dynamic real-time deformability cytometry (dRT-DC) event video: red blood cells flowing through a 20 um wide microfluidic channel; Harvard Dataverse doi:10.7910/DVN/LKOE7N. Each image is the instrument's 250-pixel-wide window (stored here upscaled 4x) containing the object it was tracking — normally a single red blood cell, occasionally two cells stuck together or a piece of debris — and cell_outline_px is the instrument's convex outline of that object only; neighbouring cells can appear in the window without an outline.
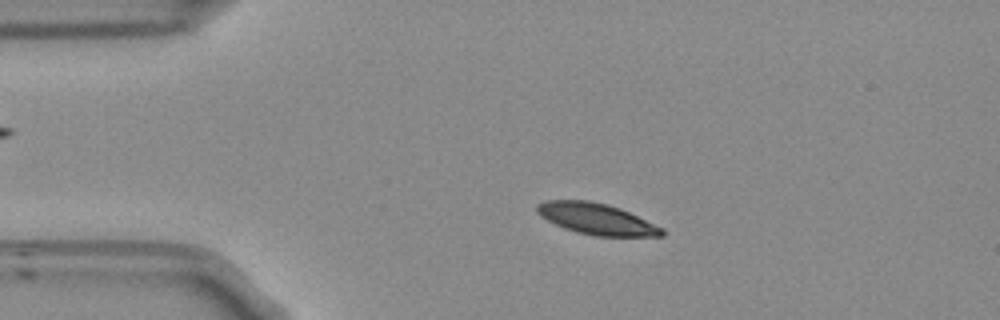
{"species": "Egyptian fruit bat (a non-hibernating species)", "species_latin": "Rousettus aegyptiacus", "temperature_condition": "room temperature", "stored_images_in_passage": 53, "camera_frame_rate_fps": 3000, "um_per_image_px": 0.085, "frame": {"image": 1, "passage_image": 10, "time_ms": 3.0, "image_size_px": [1000, 320], "cell_outline_px": [[664, 236], [592, 236], [576, 232], [564, 228], [540, 216], [536, 212], [536, 204], [548, 200], [588, 200], [620, 208], [664, 228]], "centroid_in_image_um": [50.69, 18.61], "position_along_channel_um": 34.3, "area_um2": 22.66}}
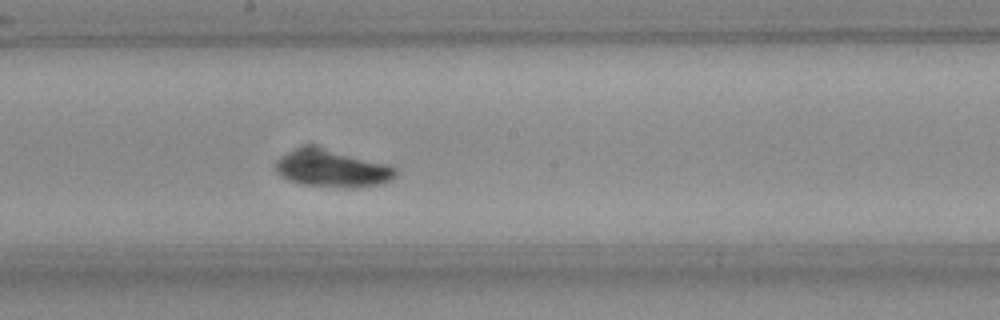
{"frame": {"image": 2, "passage_image": 28, "time_ms": 9.0, "image_size_px": [1000, 320], "cell_outline_px": [[396, 176], [392, 180], [380, 184], [352, 188], [344, 188], [300, 184], [288, 180], [280, 176], [272, 168], [272, 164], [280, 156], [288, 152], [304, 148], [312, 148], [392, 164], [396, 168]], "centroid_in_image_um": [28.22, 14.39], "position_along_channel_um": 220.0, "area_um2": 25.55}}
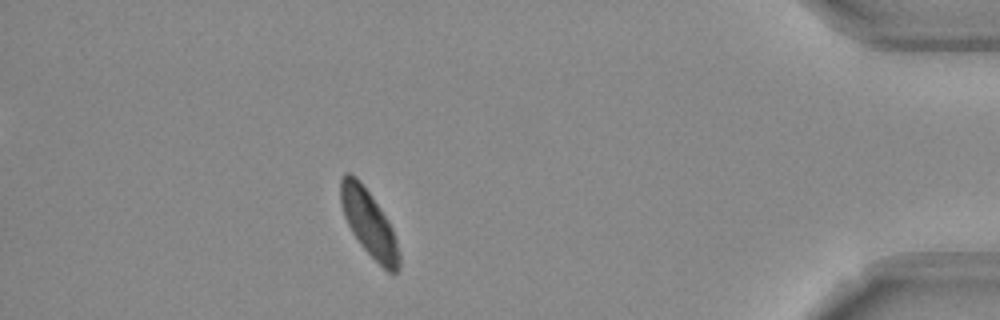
{"frame": {"image": 3, "passage_image": 47, "time_ms": 15.333, "image_size_px": [1000, 320], "cell_outline_px": [[400, 268], [396, 272], [388, 272], [360, 244], [352, 232], [344, 216], [340, 204], [340, 180], [344, 172], [348, 172], [356, 176], [360, 180], [380, 208], [388, 220], [392, 228], [396, 240], [400, 256]], "centroid_in_image_um": [31.34, 18.93], "position_along_channel_um": 403.9, "area_um2": 22.43}, "authors_computed_cell_mechanics": {"area_um2": 23.2934, "velocity_mm_per_s": 3.7007, "shape_relaxation_time_tau1_ms": 3.0942, "shape_relaxation_time_tau2_ms": null, "deformation_change_tau1": 0.0958, "deformation_change_tau2": null}}